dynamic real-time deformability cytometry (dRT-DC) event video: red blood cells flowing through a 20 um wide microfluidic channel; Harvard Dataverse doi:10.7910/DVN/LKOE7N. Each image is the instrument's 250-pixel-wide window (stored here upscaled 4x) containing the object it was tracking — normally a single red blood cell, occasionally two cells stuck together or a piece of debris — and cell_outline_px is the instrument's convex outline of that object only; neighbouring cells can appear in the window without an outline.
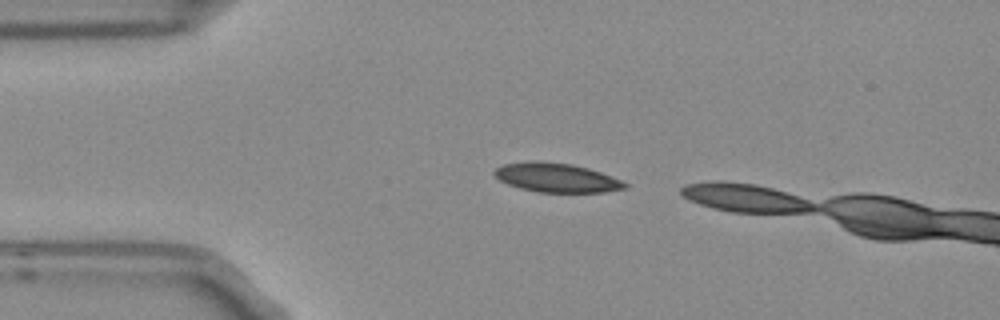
{"species": "Egyptian fruit bat (a non-hibernating species)", "species_latin": "Rousettus aegyptiacus", "temperature_condition": "room temperature", "stored_images_in_passage": 2, "camera_frame_rate_fps": 3000, "um_per_image_px": 0.085, "frame": {"image": 1, "passage_image": 1, "time_ms": 0.0, "image_size_px": [1000, 320], "cell_outline_px": [[628, 188], [604, 192], [540, 192], [520, 188], [508, 184], [500, 180], [492, 172], [496, 168], [504, 164], [528, 160], [540, 160], [572, 164], [588, 168], [612, 176], [628, 184]], "centroid_in_image_um": [47.3, 15.09], "position_along_channel_um": 37.7, "area_um2": 22.25}}